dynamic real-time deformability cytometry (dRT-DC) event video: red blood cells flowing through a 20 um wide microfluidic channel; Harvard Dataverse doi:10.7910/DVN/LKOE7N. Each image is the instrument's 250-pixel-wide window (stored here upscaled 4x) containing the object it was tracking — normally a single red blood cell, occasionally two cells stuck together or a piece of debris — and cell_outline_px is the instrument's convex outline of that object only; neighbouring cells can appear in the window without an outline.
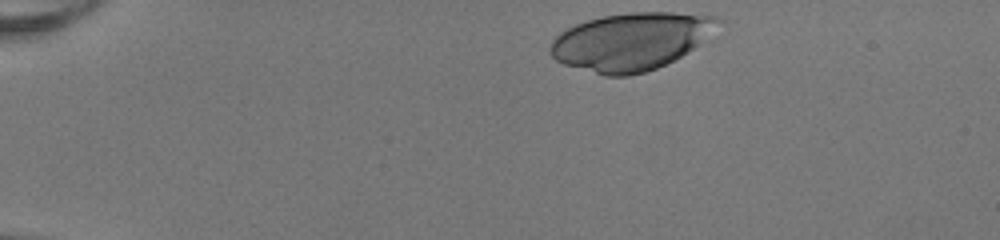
{"species": "human", "species_latin": "Homo sapiens", "temperature_condition": "room temperature", "stored_images_in_passage": 38, "camera_frame_rate_fps": 3000, "um_per_image_px": 0.085, "donor": {"sex": "female"}, "frame": {"image": 1, "passage_image": 1, "time_ms": 0.0, "image_size_px": [1000, 240], "cell_outline_px": [[724, 20], [700, 44], [680, 56], [656, 68], [644, 72], [628, 76], [604, 76], [564, 64], [556, 60], [552, 56], [552, 40], [560, 32], [584, 20], [604, 16], [632, 12], [672, 12], [720, 16]], "centroid_in_image_um": [53.66, 3.51], "position_along_channel_um": 31.3, "area_um2": 55.95}}